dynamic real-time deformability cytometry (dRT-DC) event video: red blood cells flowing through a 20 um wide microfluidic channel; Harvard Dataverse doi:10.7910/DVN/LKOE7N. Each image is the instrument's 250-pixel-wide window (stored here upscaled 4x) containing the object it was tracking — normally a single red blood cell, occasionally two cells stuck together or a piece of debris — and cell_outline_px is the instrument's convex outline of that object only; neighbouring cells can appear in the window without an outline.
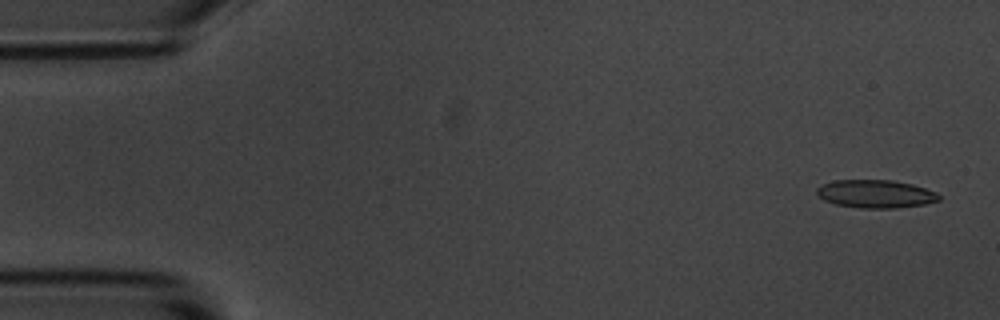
{"species": "common noctule bat (a hibernating species)", "species_latin": "Nyctalus noctula", "temperature_condition": "room temperature", "stored_images_in_passage": 3, "camera_frame_rate_fps": 3000, "um_per_image_px": 0.085, "animal": {"sex": "male", "body_mass_g": 20.1, "forearm_length_mm": 53.5}, "frame": {"image": 1, "passage_image": 1, "time_ms": 0.0, "image_size_px": [1000, 320], "cell_outline_px": [[940, 200], [924, 204], [896, 208], [860, 208], [836, 204], [824, 200], [816, 192], [816, 188], [832, 180], [892, 180], [912, 184], [936, 192], [940, 196]], "centroid_in_image_um": [74.43, 16.48], "position_along_channel_um": 10.6, "area_um2": 19.88}}